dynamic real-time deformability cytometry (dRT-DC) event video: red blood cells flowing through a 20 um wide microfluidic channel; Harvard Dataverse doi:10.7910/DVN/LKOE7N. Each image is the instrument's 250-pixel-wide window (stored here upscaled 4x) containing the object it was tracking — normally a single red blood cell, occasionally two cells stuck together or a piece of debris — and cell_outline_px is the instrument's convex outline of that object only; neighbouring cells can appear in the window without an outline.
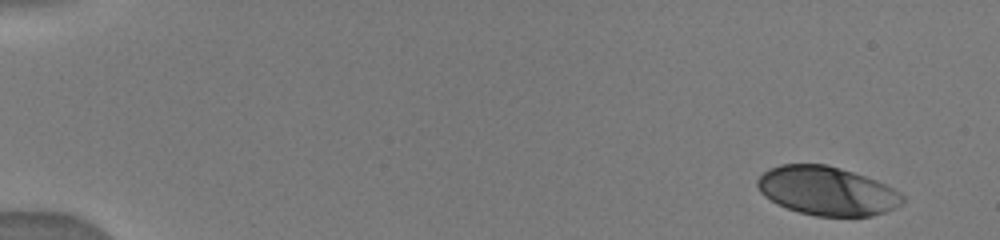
{"species": "human", "species_latin": "Homo sapiens", "temperature_condition": "warm", "stored_images_in_passage": 6, "camera_frame_rate_fps": 3000, "um_per_image_px": 0.085, "donor": {"sex": "male"}, "frame": {"image": 1, "passage_image": 1, "time_ms": 0.0, "image_size_px": [1000, 240], "cell_outline_px": [[904, 204], [896, 208], [872, 216], [816, 216], [800, 212], [776, 204], [764, 196], [760, 192], [756, 184], [756, 180], [768, 168], [780, 164], [828, 164], [876, 180], [900, 192], [904, 196]], "centroid_in_image_um": [70.28, 16.23], "position_along_channel_um": 14.7, "area_um2": 41.38}}
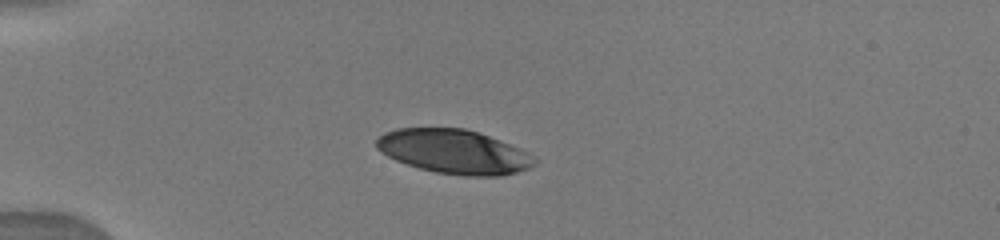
{"frame": {"image": 2, "passage_image": 5, "time_ms": 3.667, "image_size_px": [1000, 240], "cell_outline_px": [[536, 164], [528, 168], [516, 172], [500, 176], [464, 176], [436, 172], [420, 168], [396, 160], [388, 156], [376, 148], [376, 140], [384, 132], [396, 128], [464, 128], [480, 132], [520, 148], [528, 152], [536, 160]], "centroid_in_image_um": [38.6, 12.88], "position_along_channel_um": 46.4, "area_um2": 40.63}}